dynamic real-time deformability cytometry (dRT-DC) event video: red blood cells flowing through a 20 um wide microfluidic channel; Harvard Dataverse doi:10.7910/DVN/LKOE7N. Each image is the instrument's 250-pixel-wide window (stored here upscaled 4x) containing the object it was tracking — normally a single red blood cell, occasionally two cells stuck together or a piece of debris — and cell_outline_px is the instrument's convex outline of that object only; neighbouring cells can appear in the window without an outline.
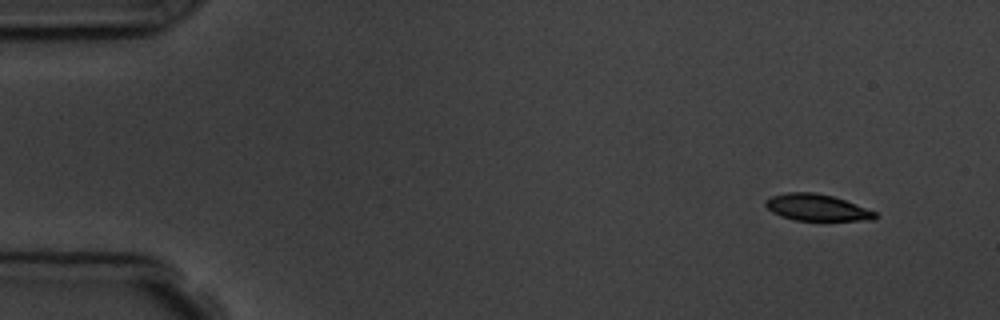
{"species": "common noctule bat (a hibernating species)", "species_latin": "Nyctalus noctula", "temperature_condition": "room temperature", "stored_images_in_passage": 8, "camera_frame_rate_fps": 3000, "um_per_image_px": 0.085, "animal": {"sex": "male", "body_mass_g": 19.5, "forearm_length_mm": 54.6}, "frame": {"image": 1, "passage_image": 1, "time_ms": 0.0, "image_size_px": [1000, 320], "cell_outline_px": [[880, 216], [872, 220], [796, 220], [780, 216], [772, 212], [764, 204], [764, 200], [772, 196], [788, 192], [816, 192], [832, 196], [844, 200], [876, 212]], "centroid_in_image_um": [69.41, 17.64], "position_along_channel_um": 15.6, "area_um2": 16.88}}
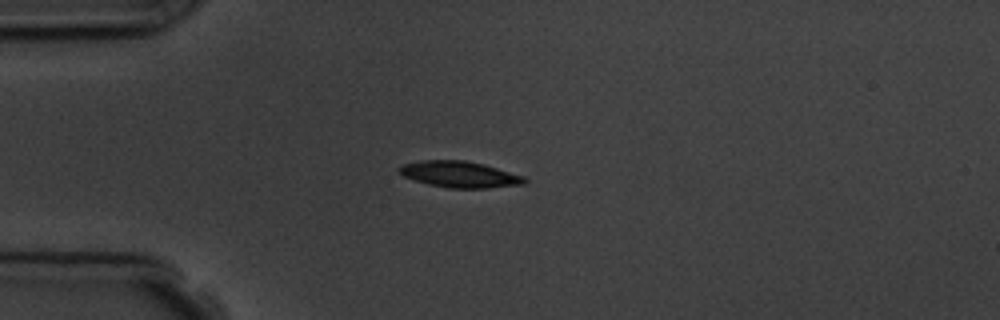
{"frame": {"image": 2, "passage_image": 4, "time_ms": 3.333, "image_size_px": [1000, 320], "cell_outline_px": [[528, 180], [524, 184], [488, 188], [448, 188], [428, 184], [412, 180], [404, 176], [396, 168], [404, 164], [424, 160], [464, 160], [484, 164], [524, 176]], "centroid_in_image_um": [39.07, 14.82], "position_along_channel_um": 45.9, "area_um2": 19.19}}
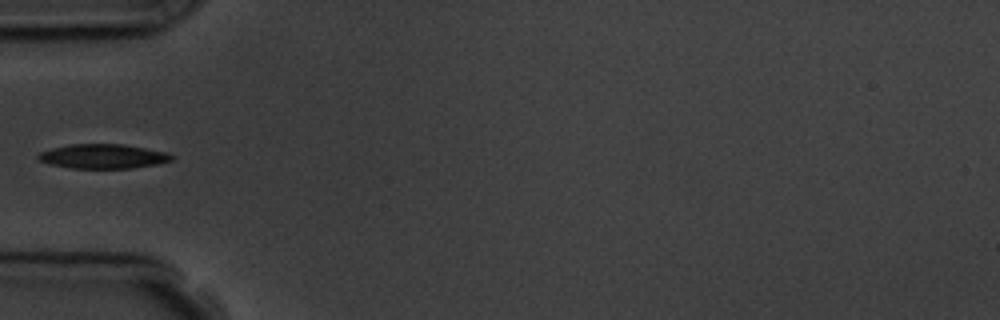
{"frame": {"image": 3, "passage_image": 5, "time_ms": 4.667, "image_size_px": [1000, 320], "cell_outline_px": [[176, 156], [172, 160], [160, 164], [132, 168], [72, 168], [48, 164], [40, 160], [36, 156], [40, 152], [52, 148], [68, 144], [120, 144], [168, 152]], "centroid_in_image_um": [8.79, 13.29], "position_along_channel_um": 76.2, "area_um2": 19.07}}